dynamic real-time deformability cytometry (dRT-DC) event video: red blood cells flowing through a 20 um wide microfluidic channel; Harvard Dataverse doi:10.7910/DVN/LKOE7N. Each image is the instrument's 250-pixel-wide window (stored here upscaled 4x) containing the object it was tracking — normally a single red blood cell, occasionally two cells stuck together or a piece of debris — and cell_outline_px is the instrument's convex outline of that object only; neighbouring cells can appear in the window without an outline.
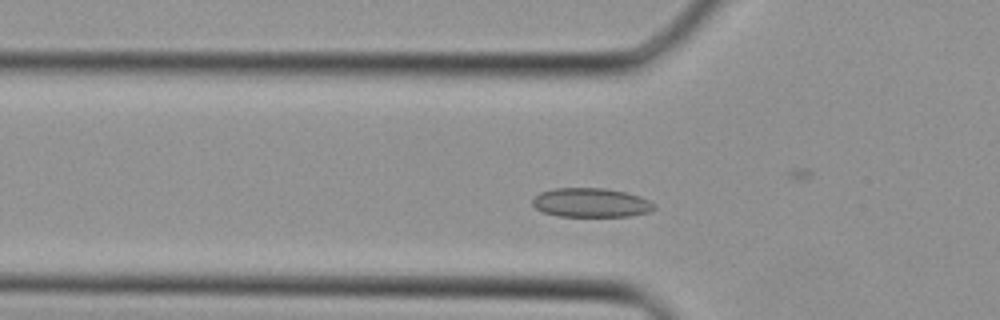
{"species": "Egyptian fruit bat (a non-hibernating species)", "species_latin": "Rousettus aegyptiacus", "temperature_condition": "cold", "stored_images_in_passage": 35, "camera_frame_rate_fps": 3000, "um_per_image_px": 0.085, "animal": {"sex": "female"}, "frame": {"image": 1, "passage_image": 10, "time_ms": 3.0, "image_size_px": [1000, 320], "cell_outline_px": [[656, 208], [648, 212], [628, 216], [556, 216], [544, 212], [536, 208], [532, 204], [532, 200], [540, 192], [556, 188], [604, 188], [624, 192], [640, 196], [656, 204]], "centroid_in_image_um": [50.24, 17.23], "position_along_channel_um": 75.6, "area_um2": 20.58}}
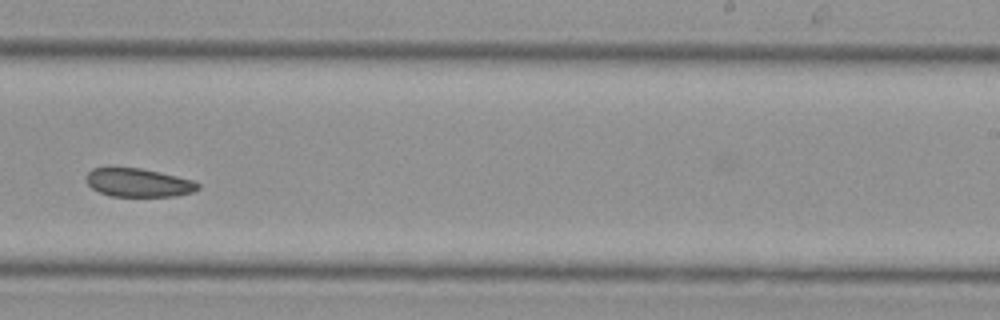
{"frame": {"image": 2, "passage_image": 21, "time_ms": 6.667, "image_size_px": [1000, 320], "cell_outline_px": [[200, 188], [192, 192], [176, 196], [112, 196], [100, 192], [92, 188], [88, 184], [84, 176], [92, 168], [140, 168], [176, 176], [192, 180], [200, 184]], "centroid_in_image_um": [11.75, 15.53], "position_along_channel_um": 277.2, "area_um2": 18.38}}
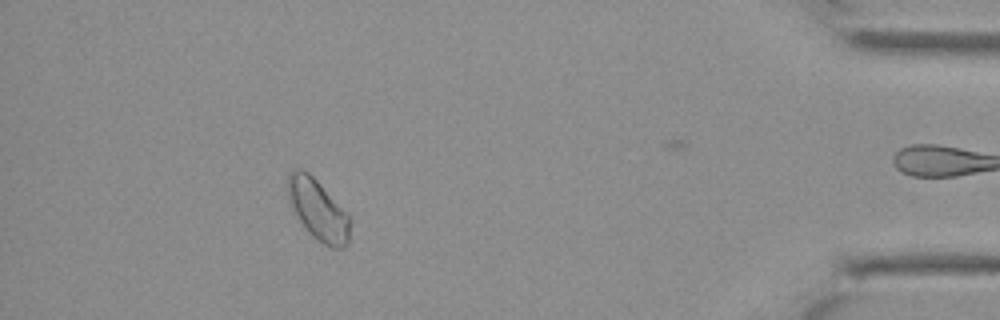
{"frame": {"image": 3, "passage_image": 31, "time_ms": 10.0, "image_size_px": [1000, 320], "cell_outline_px": [[352, 220], [348, 244], [344, 248], [332, 248], [324, 244], [312, 236], [304, 228], [288, 204], [288, 172], [292, 168], [300, 168], [308, 172], [348, 212]], "centroid_in_image_um": [27.04, 17.84], "position_along_channel_um": 408.2, "area_um2": 22.54}}